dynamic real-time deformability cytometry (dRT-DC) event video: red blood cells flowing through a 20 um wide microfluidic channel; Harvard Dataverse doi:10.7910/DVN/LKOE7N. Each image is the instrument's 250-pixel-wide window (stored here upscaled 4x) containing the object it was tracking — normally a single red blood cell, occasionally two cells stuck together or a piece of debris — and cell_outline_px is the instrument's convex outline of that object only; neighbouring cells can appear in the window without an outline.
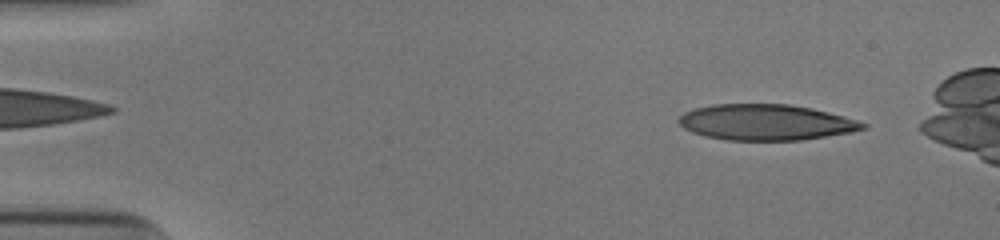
{"species": "human", "species_latin": "Homo sapiens", "temperature_condition": "cold", "stored_images_in_passage": 51, "camera_frame_rate_fps": 3000, "um_per_image_px": 0.085, "donor": {"sex": "male"}, "frame": {"image": 1, "passage_image": 4, "time_ms": 1.0, "image_size_px": [1000, 240], "cell_outline_px": [[868, 124], [864, 128], [852, 132], [800, 140], [728, 140], [704, 136], [692, 132], [684, 128], [676, 120], [684, 112], [696, 108], [712, 104], [788, 104], [812, 108], [828, 112], [856, 120]], "centroid_in_image_um": [65.07, 10.39], "position_along_channel_um": 19.9, "area_um2": 38.32}}
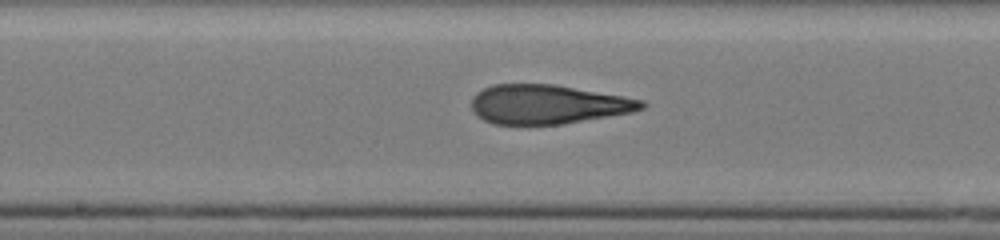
{"frame": {"image": 2, "passage_image": 26, "time_ms": 8.333, "image_size_px": [1000, 240], "cell_outline_px": [[648, 104], [644, 108], [632, 112], [564, 124], [492, 124], [484, 120], [472, 108], [472, 96], [476, 92], [492, 84], [556, 84], [644, 100]], "centroid_in_image_um": [46.58, 8.86], "position_along_channel_um": 201.6, "area_um2": 38.84}}
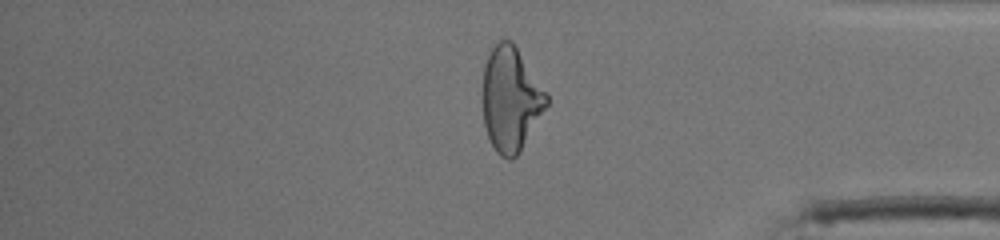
{"frame": {"image": 3, "passage_image": 42, "time_ms": 13.667, "image_size_px": [1000, 240], "cell_outline_px": [[548, 104], [520, 152], [512, 160], [508, 160], [500, 156], [496, 152], [488, 136], [484, 124], [484, 68], [488, 56], [492, 48], [500, 40], [512, 40], [548, 96]], "centroid_in_image_um": [43.42, 8.46], "position_along_channel_um": 391.8, "area_um2": 38.21}, "authors_computed_cell_mechanics": {"area_um2": 39.4196, "velocity_mm_per_s": 3.9196, "shape_relaxation_time_tau1_ms": 8.4985, "shape_relaxation_time_tau2_ms": 1.6899, "deformation_change_tau1": 0.3183, "deformation_change_tau2": 0.1224}}